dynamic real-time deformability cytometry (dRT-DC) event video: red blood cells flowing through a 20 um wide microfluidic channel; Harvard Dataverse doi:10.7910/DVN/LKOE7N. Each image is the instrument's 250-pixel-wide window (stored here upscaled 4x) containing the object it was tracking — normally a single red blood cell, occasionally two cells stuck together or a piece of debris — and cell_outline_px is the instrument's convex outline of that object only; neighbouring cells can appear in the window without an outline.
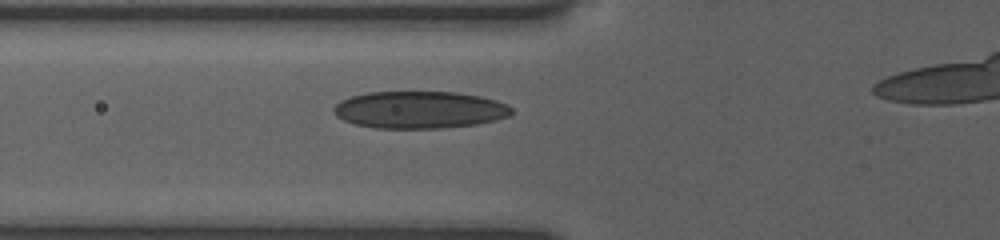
{"species": "human", "species_latin": "Homo sapiens", "temperature_condition": "room temperature", "stored_images_in_passage": 25, "camera_frame_rate_fps": 3000, "um_per_image_px": 0.085, "donor": {"sex": "female"}, "frame": {"image": 1, "passage_image": 2, "time_ms": 0.667, "image_size_px": [1000, 240], "cell_outline_px": [[512, 112], [508, 116], [496, 120], [476, 124], [440, 128], [376, 128], [356, 124], [344, 120], [336, 116], [332, 112], [332, 108], [340, 100], [352, 96], [368, 92], [456, 92], [480, 96], [496, 100], [508, 104], [512, 108]], "centroid_in_image_um": [35.65, 9.33], "position_along_channel_um": 90.1, "area_um2": 38.61}}
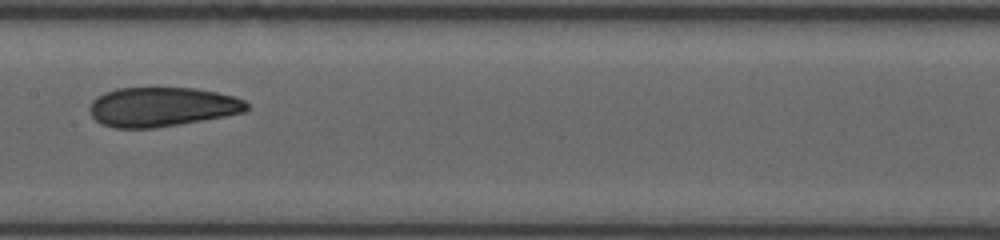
{"frame": {"image": 2, "passage_image": 7, "time_ms": 3.333, "image_size_px": [1000, 240], "cell_outline_px": [[248, 108], [244, 112], [224, 116], [152, 128], [112, 128], [100, 124], [92, 116], [88, 108], [92, 100], [96, 96], [104, 92], [116, 88], [196, 88], [216, 92], [232, 96], [244, 100], [248, 104]], "centroid_in_image_um": [13.7, 9.08], "position_along_channel_um": 193.7, "area_um2": 35.95}}
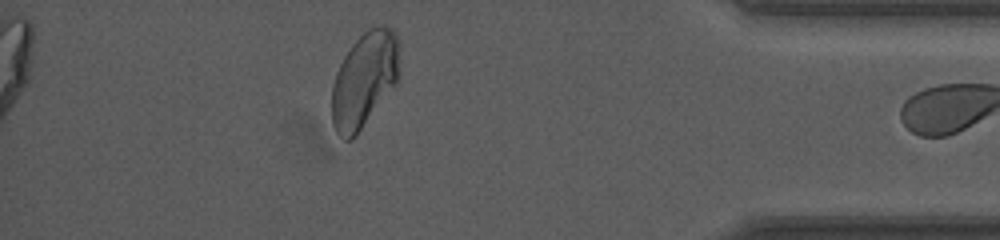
{"frame": {"image": 3, "passage_image": 24, "time_ms": 9.667, "image_size_px": [1000, 240], "cell_outline_px": [[400, 48], [396, 80], [356, 136], [352, 140], [344, 140], [336, 132], [332, 124], [332, 84], [336, 72], [344, 56], [352, 44], [372, 24], [380, 24], [392, 28], [396, 32], [400, 44]], "centroid_in_image_um": [30.95, 6.72], "position_along_channel_um": 404.3, "area_um2": 37.34}}